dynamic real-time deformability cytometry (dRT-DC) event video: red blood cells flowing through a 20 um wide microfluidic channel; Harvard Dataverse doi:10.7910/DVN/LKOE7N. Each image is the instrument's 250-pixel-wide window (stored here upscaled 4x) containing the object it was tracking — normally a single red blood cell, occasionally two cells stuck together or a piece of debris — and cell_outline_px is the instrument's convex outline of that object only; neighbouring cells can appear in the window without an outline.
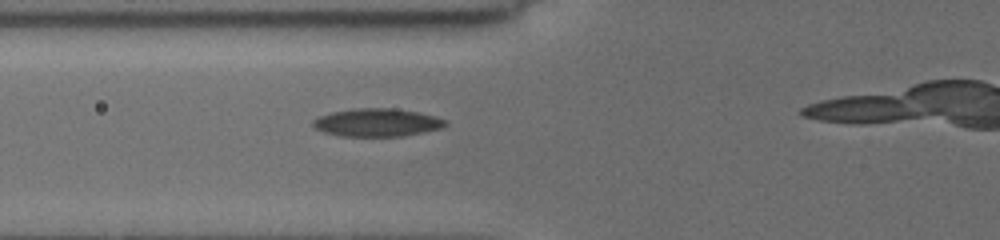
{"species": "common noctule bat (a hibernating species)", "species_latin": "Nyctalus noctula", "temperature_condition": "cold", "stored_images_in_passage": 4, "camera_frame_rate_fps": 3000, "um_per_image_px": 0.085, "animal": {"sex": "female", "body_mass_g": 19.5, "forearm_length_mm": 54.1}, "frame": {"image": 1, "passage_image": 4, "time_ms": 3.0, "image_size_px": [1000, 240], "cell_outline_px": [[448, 124], [440, 128], [404, 136], [340, 136], [324, 132], [316, 128], [312, 124], [312, 120], [320, 116], [332, 112], [352, 108], [388, 108], [416, 112], [436, 116], [448, 120]], "centroid_in_image_um": [32.05, 10.41], "position_along_channel_um": 93.8, "area_um2": 21.5}}